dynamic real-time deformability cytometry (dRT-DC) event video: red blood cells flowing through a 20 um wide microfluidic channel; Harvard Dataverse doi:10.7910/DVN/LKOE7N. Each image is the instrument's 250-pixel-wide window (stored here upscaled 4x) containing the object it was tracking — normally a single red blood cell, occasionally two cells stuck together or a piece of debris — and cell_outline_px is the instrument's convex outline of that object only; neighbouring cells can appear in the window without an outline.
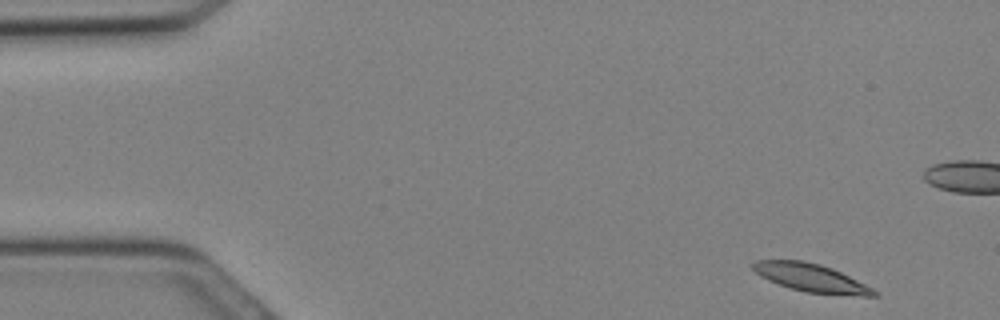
{"species": "Egyptian fruit bat (a non-hibernating species)", "species_latin": "Rousettus aegyptiacus", "temperature_condition": "cold", "stored_images_in_passage": 22, "camera_frame_rate_fps": 3000, "um_per_image_px": 0.085, "animal": {"sex": "female"}, "frame": {"image": 1, "passage_image": 1, "time_ms": 0.0, "image_size_px": [1000, 320], "cell_outline_px": [[880, 296], [860, 296], [804, 292], [768, 280], [760, 276], [752, 268], [752, 264], [756, 260], [804, 260], [820, 264], [832, 268], [880, 292]], "centroid_in_image_um": [68.96, 23.61], "position_along_channel_um": 16.0, "area_um2": 19.71}}
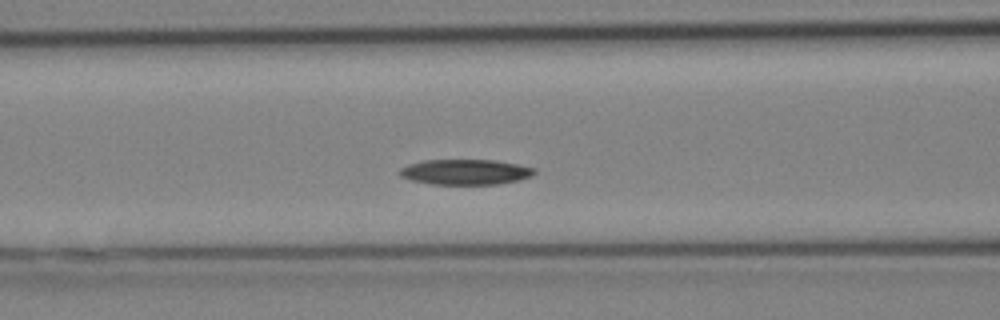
{"frame": {"image": 2, "passage_image": 11, "time_ms": 3.333, "image_size_px": [1000, 320], "cell_outline_px": [[536, 172], [532, 176], [520, 180], [496, 184], [432, 184], [412, 180], [400, 176], [396, 172], [400, 168], [408, 164], [424, 160], [496, 160], [536, 168]], "centroid_in_image_um": [39.55, 14.61], "position_along_channel_um": 127.1, "area_um2": 20.0}}
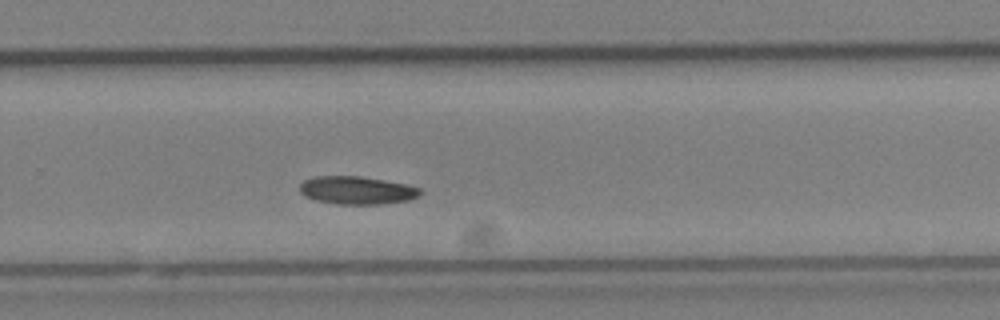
{"frame": {"image": 3, "passage_image": 19, "time_ms": 6.0, "image_size_px": [1000, 320], "cell_outline_px": [[420, 192], [416, 196], [408, 200], [380, 204], [336, 204], [316, 200], [304, 196], [300, 192], [300, 184], [304, 180], [316, 176], [360, 176], [404, 184], [420, 188]], "centroid_in_image_um": [30.27, 16.17], "position_along_channel_um": 299.5, "area_um2": 19.36}}